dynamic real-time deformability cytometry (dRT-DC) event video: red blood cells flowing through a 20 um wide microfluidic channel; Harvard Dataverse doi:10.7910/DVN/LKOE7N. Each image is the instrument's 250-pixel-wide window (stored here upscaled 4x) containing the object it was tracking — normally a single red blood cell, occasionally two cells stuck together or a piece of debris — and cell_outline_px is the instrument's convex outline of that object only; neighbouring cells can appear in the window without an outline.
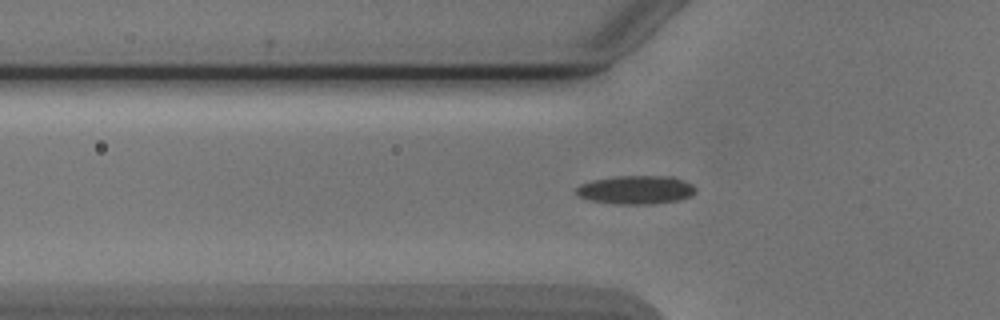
{"species": "Egyptian fruit bat (a non-hibernating species)", "species_latin": "Rousettus aegyptiacus", "temperature_condition": "cold", "stored_images_in_passage": 41, "camera_frame_rate_fps": 3000, "um_per_image_px": 0.085, "animal": {"sex": "male"}, "frame": {"image": 1, "passage_image": 7, "time_ms": 2.0, "image_size_px": [1000, 320], "cell_outline_px": [[696, 192], [692, 196], [680, 200], [652, 204], [616, 204], [588, 200], [576, 196], [576, 188], [580, 184], [592, 180], [616, 176], [672, 176], [692, 184], [696, 188]], "centroid_in_image_um": [54.05, 16.14], "position_along_channel_um": 71.8, "area_um2": 20.11}}
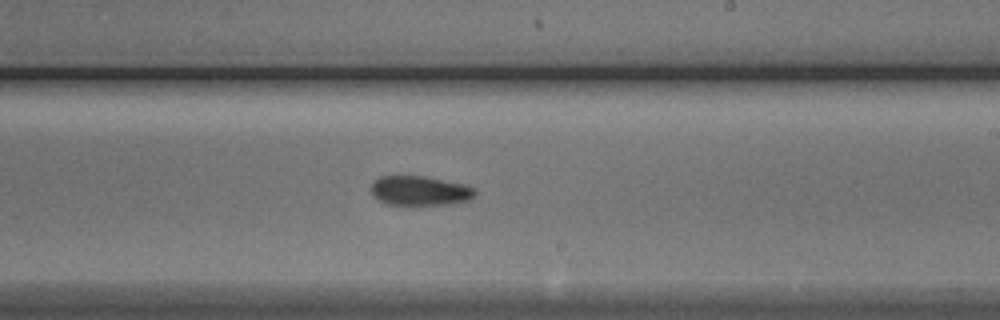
{"frame": {"image": 2, "passage_image": 21, "time_ms": 6.667, "image_size_px": [1000, 320], "cell_outline_px": [[476, 192], [468, 200], [452, 204], [388, 204], [372, 196], [368, 188], [380, 176], [424, 176], [464, 184], [476, 188]], "centroid_in_image_um": [35.66, 16.2], "position_along_channel_um": 253.3, "area_um2": 17.8}}
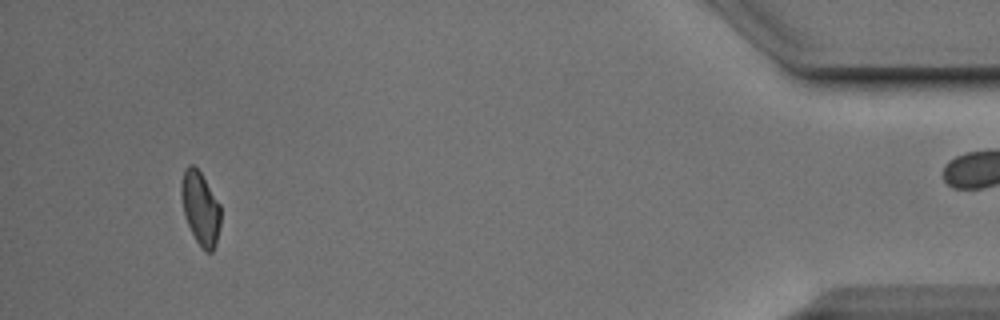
{"frame": {"image": 3, "passage_image": 39, "time_ms": 12.667, "image_size_px": [1000, 320], "cell_outline_px": [[220, 224], [216, 244], [212, 252], [204, 252], [196, 240], [184, 216], [180, 196], [180, 184], [184, 168], [188, 164], [192, 164], [200, 172], [220, 204]], "centroid_in_image_um": [17.01, 17.69], "position_along_channel_um": 418.2, "area_um2": 16.94}}